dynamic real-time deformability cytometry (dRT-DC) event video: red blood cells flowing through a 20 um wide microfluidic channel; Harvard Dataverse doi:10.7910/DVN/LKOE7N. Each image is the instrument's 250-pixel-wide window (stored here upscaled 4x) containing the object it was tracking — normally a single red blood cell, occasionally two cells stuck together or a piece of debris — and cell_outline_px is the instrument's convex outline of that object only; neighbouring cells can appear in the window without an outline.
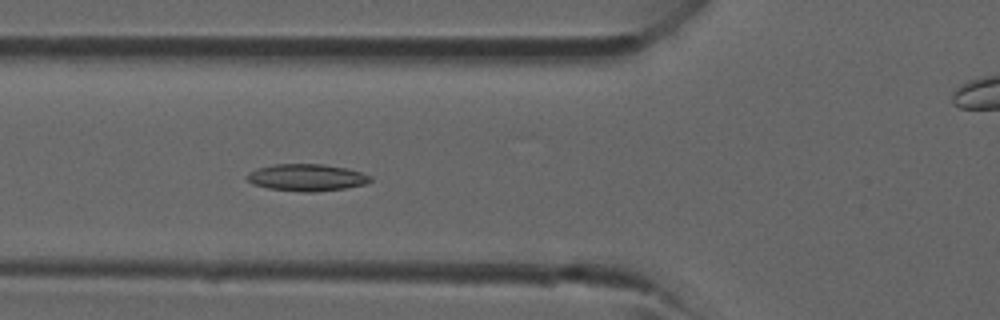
{"species": "common noctule bat (a hibernating species)", "species_latin": "Nyctalus noctula", "temperature_condition": "room temperature", "stored_images_in_passage": 40, "camera_frame_rate_fps": 3000, "um_per_image_px": 0.085, "animal": {"sex": "male", "forearm_length_mm": 52.5}, "frame": {"image": 1, "passage_image": 14, "time_ms": 4.333, "image_size_px": [1000, 320], "cell_outline_px": [[372, 180], [364, 184], [348, 188], [312, 192], [300, 192], [268, 188], [252, 184], [244, 176], [248, 172], [256, 168], [272, 164], [324, 164], [348, 168], [372, 176]], "centroid_in_image_um": [26.04, 15.08], "position_along_channel_um": 99.8, "area_um2": 19.65}}
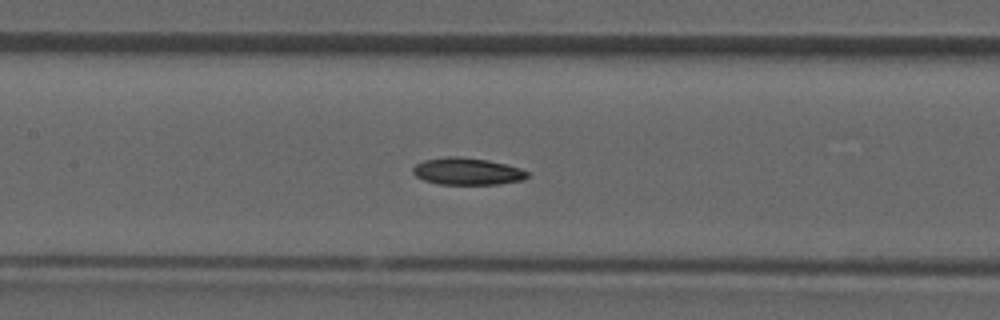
{"frame": {"image": 2, "passage_image": 18, "time_ms": 5.667, "image_size_px": [1000, 320], "cell_outline_px": [[528, 176], [524, 180], [500, 184], [440, 184], [424, 180], [416, 176], [412, 172], [412, 168], [416, 164], [424, 160], [448, 156], [460, 156], [488, 160], [520, 168], [528, 172]], "centroid_in_image_um": [39.71, 14.56], "position_along_channel_um": 167.7, "area_um2": 18.03}}
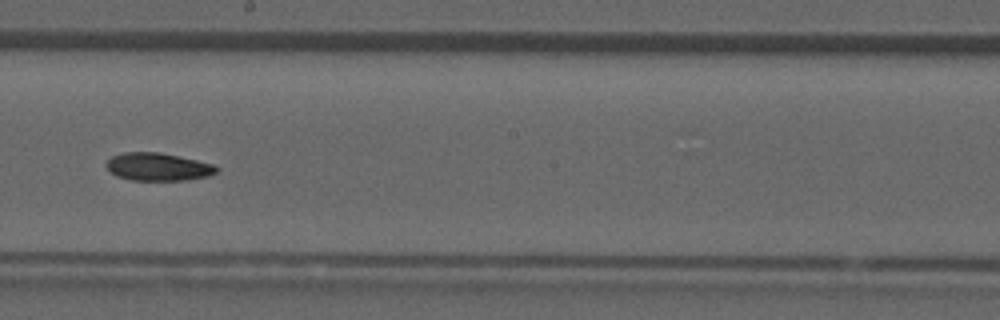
{"frame": {"image": 3, "passage_image": 22, "time_ms": 7.0, "image_size_px": [1000, 320], "cell_outline_px": [[220, 168], [216, 172], [208, 176], [188, 180], [132, 180], [116, 176], [104, 164], [112, 156], [124, 152], [160, 152], [196, 160], [212, 164]], "centroid_in_image_um": [13.43, 14.18], "position_along_channel_um": 234.8, "area_um2": 17.8}}